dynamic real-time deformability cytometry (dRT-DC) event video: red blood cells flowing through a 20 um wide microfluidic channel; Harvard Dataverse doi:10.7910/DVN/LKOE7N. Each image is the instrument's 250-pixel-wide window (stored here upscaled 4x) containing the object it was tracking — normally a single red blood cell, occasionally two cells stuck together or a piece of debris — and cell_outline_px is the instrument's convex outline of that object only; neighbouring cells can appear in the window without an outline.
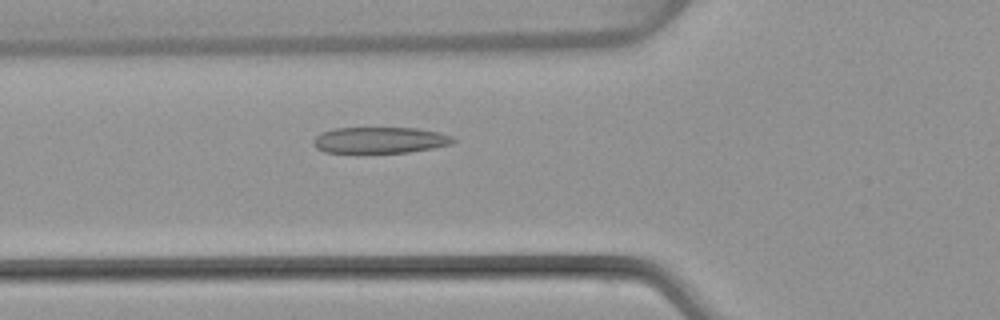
{"species": "common noctule bat (a hibernating species)", "species_latin": "Nyctalus noctula", "temperature_condition": "warm", "stored_images_in_passage": 52, "camera_frame_rate_fps": 3000, "um_per_image_px": 0.085, "animal": {"sex": "female", "body_mass_g": 22.7, "forearm_length_mm": 54.2}, "frame": {"image": 1, "passage_image": 19, "time_ms": 6.0, "image_size_px": [1000, 320], "cell_outline_px": [[456, 140], [452, 144], [432, 148], [408, 152], [324, 152], [316, 148], [312, 144], [312, 140], [320, 132], [336, 128], [416, 128], [436, 132], [452, 136]], "centroid_in_image_um": [32.26, 11.9], "position_along_channel_um": 93.5, "area_um2": 21.21}}
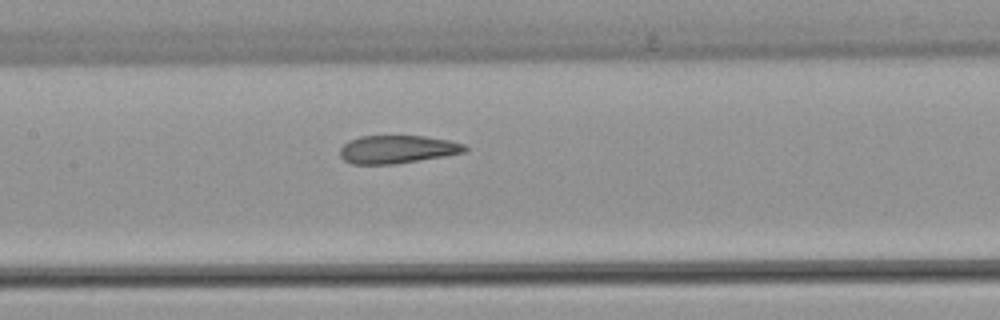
{"frame": {"image": 2, "passage_image": 25, "time_ms": 8.0, "image_size_px": [1000, 320], "cell_outline_px": [[468, 152], [444, 156], [392, 164], [352, 164], [344, 160], [340, 156], [340, 148], [348, 140], [360, 136], [424, 136], [448, 140], [464, 144], [468, 148]], "centroid_in_image_um": [33.76, 12.69], "position_along_channel_um": 173.6, "area_um2": 20.4}}
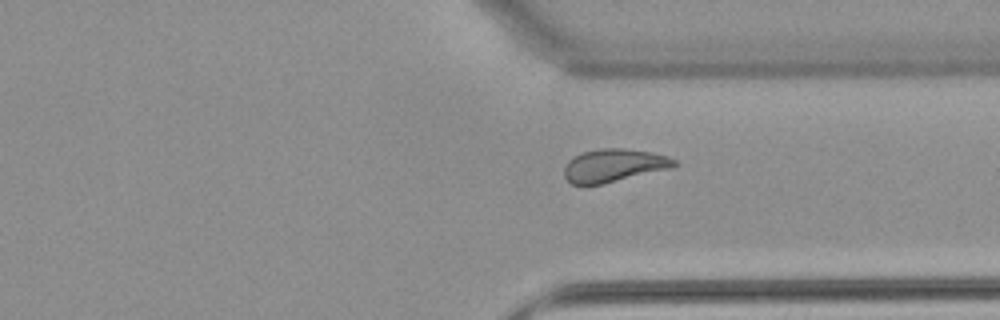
{"frame": {"image": 3, "passage_image": 39, "time_ms": 12.667, "image_size_px": [1000, 320], "cell_outline_px": [[680, 164], [672, 168], [604, 184], [572, 184], [564, 176], [564, 168], [568, 160], [584, 152], [600, 148], [624, 148], [652, 152], [668, 156], [676, 160]], "centroid_in_image_um": [52.23, 14.06], "position_along_channel_um": 359.2, "area_um2": 21.27}, "authors_computed_cell_mechanics": {"area_um2": 21.7906, "velocity_mm_per_s": 3.9815, "shape_relaxation_time_tau1_ms": 7.5171, "shape_relaxation_time_tau2_ms": 1.4182, "deformation_change_tau1": 0.2097, "deformation_change_tau2": 0.0728}}